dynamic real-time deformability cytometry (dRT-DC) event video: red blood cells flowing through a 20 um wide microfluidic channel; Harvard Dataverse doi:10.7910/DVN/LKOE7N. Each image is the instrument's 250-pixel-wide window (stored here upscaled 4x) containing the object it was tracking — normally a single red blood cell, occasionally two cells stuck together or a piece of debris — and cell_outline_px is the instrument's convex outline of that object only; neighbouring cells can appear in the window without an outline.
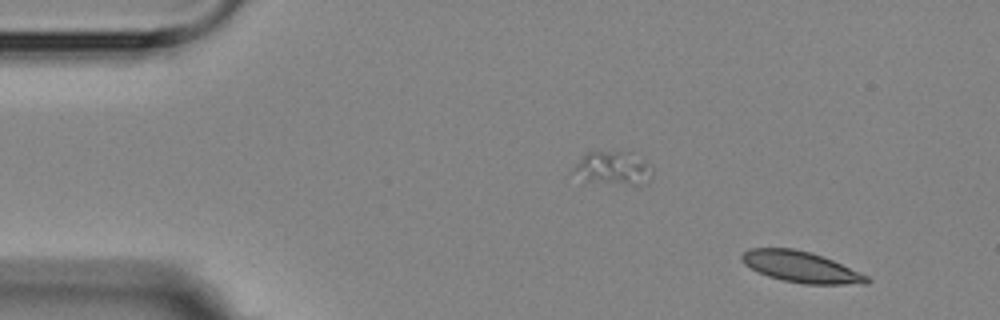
{"species": "Egyptian fruit bat (a non-hibernating species)", "species_latin": "Rousettus aegyptiacus", "temperature_condition": "room temperature", "stored_images_in_passage": 4, "camera_frame_rate_fps": 3000, "um_per_image_px": 0.085, "animal": {"sex": "female"}, "frame": {"image": 1, "passage_image": 1, "time_ms": 0.0, "image_size_px": [1000, 320], "cell_outline_px": [[872, 280], [868, 284], [804, 284], [784, 280], [768, 276], [756, 272], [744, 264], [740, 260], [740, 256], [748, 248], [792, 248], [808, 252], [832, 260], [868, 276]], "centroid_in_image_um": [68.04, 22.69], "position_along_channel_um": 17.0, "area_um2": 22.48}}
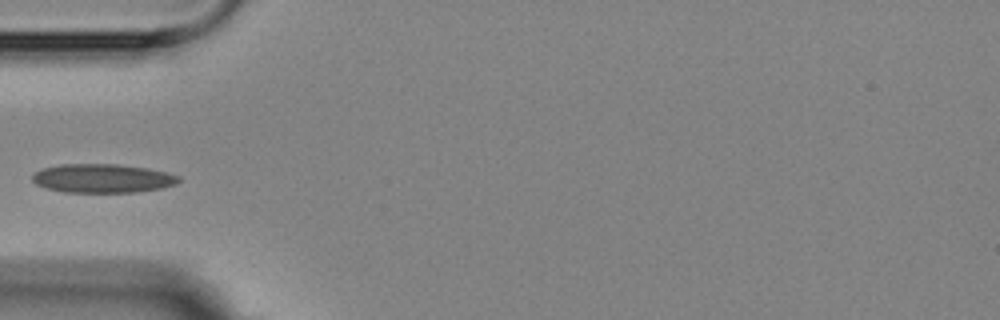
{"frame": {"image": 2, "passage_image": 4, "time_ms": 4.333, "image_size_px": [1000, 320], "cell_outline_px": [[180, 180], [176, 184], [160, 188], [136, 192], [64, 192], [44, 188], [36, 184], [32, 180], [32, 176], [40, 168], [60, 164], [116, 164], [148, 168], [180, 176]], "centroid_in_image_um": [8.67, 15.16], "position_along_channel_um": 76.3, "area_um2": 24.62}}